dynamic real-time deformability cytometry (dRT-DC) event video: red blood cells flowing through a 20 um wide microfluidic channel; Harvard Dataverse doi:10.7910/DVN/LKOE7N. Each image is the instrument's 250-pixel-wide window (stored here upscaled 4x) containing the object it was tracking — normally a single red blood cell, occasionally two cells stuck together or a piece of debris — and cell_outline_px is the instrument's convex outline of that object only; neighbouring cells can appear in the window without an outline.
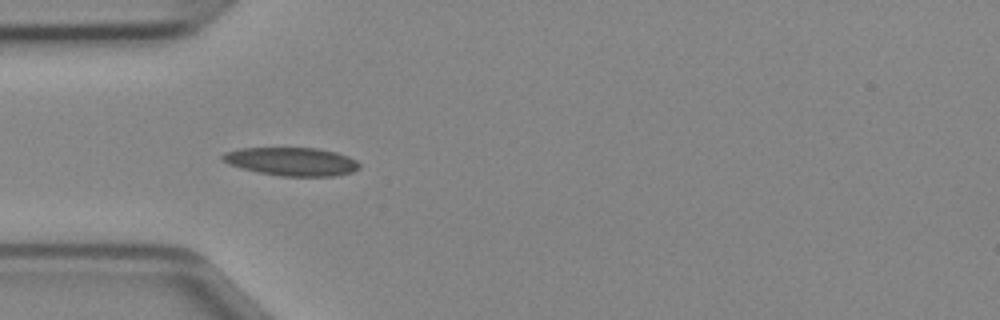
{"species": "Egyptian fruit bat (a non-hibernating species)", "species_latin": "Rousettus aegyptiacus", "temperature_condition": "cold", "stored_images_in_passage": 34, "camera_frame_rate_fps": 3000, "um_per_image_px": 0.085, "animal": {"sex": "female"}, "frame": {"image": 1, "passage_image": 1, "time_ms": 0.0, "image_size_px": [1000, 320], "cell_outline_px": [[360, 168], [352, 172], [332, 176], [280, 176], [260, 172], [228, 164], [220, 160], [220, 156], [224, 152], [240, 148], [316, 148], [336, 152], [348, 156], [356, 160], [360, 164]], "centroid_in_image_um": [24.78, 13.72], "position_along_channel_um": 60.2, "area_um2": 22.54}}
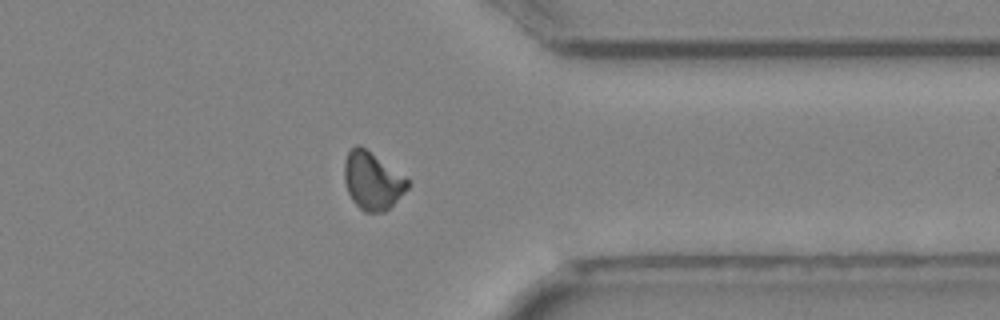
{"frame": {"image": 2, "passage_image": 24, "time_ms": 7.667, "image_size_px": [1000, 320], "cell_outline_px": [[408, 188], [384, 212], [364, 212], [352, 200], [348, 192], [344, 180], [344, 160], [348, 152], [356, 144], [360, 144], [408, 180]], "centroid_in_image_um": [31.6, 15.36], "position_along_channel_um": 379.8, "area_um2": 20.81}}
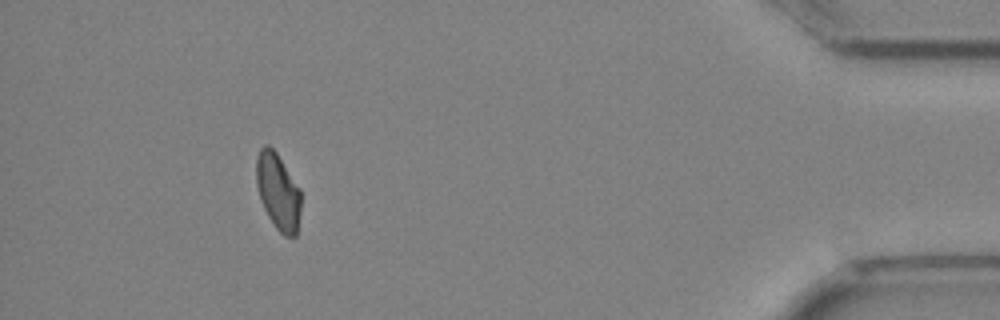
{"frame": {"image": 3, "passage_image": 30, "time_ms": 9.667, "image_size_px": [1000, 320], "cell_outline_px": [[300, 212], [296, 236], [284, 236], [276, 228], [268, 216], [260, 200], [256, 184], [256, 156], [260, 148], [264, 144], [268, 144], [276, 152], [300, 188]], "centroid_in_image_um": [23.61, 16.26], "position_along_channel_um": 411.6, "area_um2": 19.94}}